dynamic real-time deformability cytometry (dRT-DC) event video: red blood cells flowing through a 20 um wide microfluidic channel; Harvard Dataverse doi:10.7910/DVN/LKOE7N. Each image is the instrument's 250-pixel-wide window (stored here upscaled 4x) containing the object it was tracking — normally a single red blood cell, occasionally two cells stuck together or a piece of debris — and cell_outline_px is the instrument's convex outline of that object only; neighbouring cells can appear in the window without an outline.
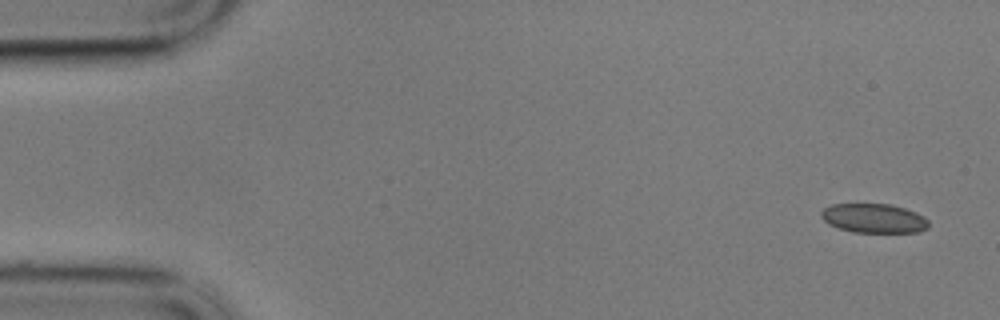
{"species": "common noctule bat (a hibernating species)", "species_latin": "Nyctalus noctula", "temperature_condition": "cold", "stored_images_in_passage": 54, "camera_frame_rate_fps": 3000, "um_per_image_px": 0.085, "animal": {"sex": "male", "body_mass_g": 17.9}, "frame": {"image": 1, "passage_image": 1, "time_ms": 0.0, "image_size_px": [1000, 320], "cell_outline_px": [[928, 228], [920, 232], [852, 232], [828, 224], [820, 216], [820, 212], [824, 208], [832, 204], [892, 204], [916, 212], [924, 216], [928, 220]], "centroid_in_image_um": [74.28, 18.55], "position_along_channel_um": 10.7, "area_um2": 18.38}}
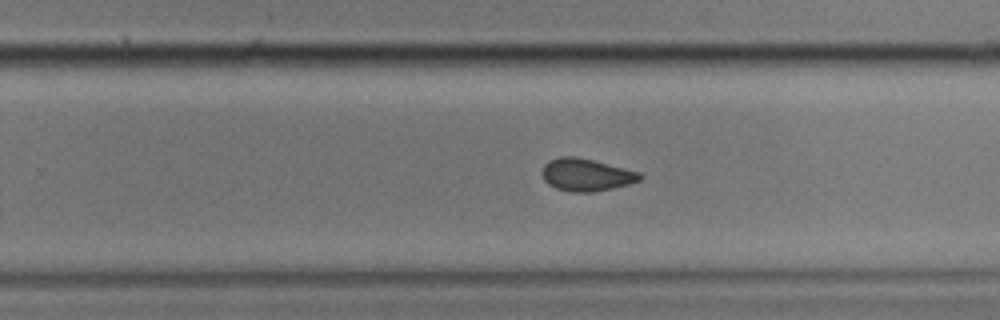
{"frame": {"image": 2, "passage_image": 35, "time_ms": 11.333, "image_size_px": [1000, 320], "cell_outline_px": [[644, 176], [640, 180], [628, 184], [612, 188], [592, 192], [572, 192], [556, 188], [548, 184], [544, 180], [544, 164], [548, 160], [560, 156], [576, 156], [640, 172]], "centroid_in_image_um": [49.84, 14.85], "position_along_channel_um": 280.0, "area_um2": 18.32}}
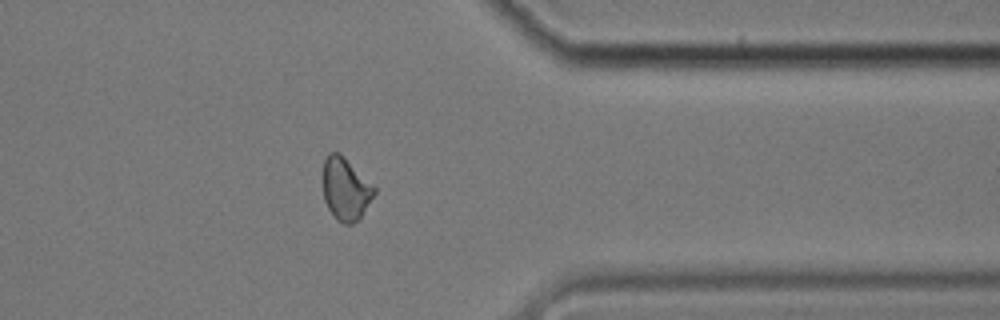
{"frame": {"image": 3, "passage_image": 45, "time_ms": 14.667, "image_size_px": [1000, 320], "cell_outline_px": [[376, 192], [360, 220], [352, 224], [344, 224], [336, 220], [328, 208], [324, 200], [324, 160], [328, 152], [340, 152], [376, 188]], "centroid_in_image_um": [29.39, 16.09], "position_along_channel_um": 382.0, "area_um2": 18.79}, "authors_computed_cell_mechanics": {"area_um2": 18.9873, "velocity_mm_per_s": 3.3889, "shape_relaxation_time_tau1_ms": 4.0231, "shape_relaxation_time_tau2_ms": 2.5439, "deformation_change_tau1": 0.0485, "deformation_change_tau2": 0.0715}}